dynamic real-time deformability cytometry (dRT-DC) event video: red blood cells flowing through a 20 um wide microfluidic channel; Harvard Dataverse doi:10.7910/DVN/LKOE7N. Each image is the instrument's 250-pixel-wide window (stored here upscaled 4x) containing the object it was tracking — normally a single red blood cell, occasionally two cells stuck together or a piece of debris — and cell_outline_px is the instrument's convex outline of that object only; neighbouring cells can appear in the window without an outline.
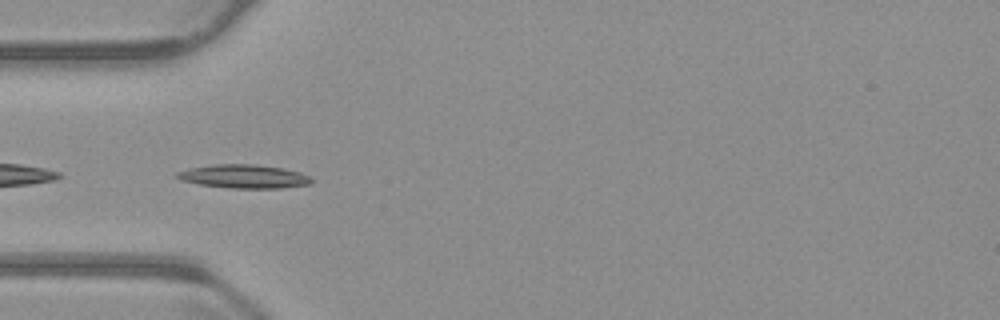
{"species": "common noctule bat (a hibernating species)", "species_latin": "Nyctalus noctula", "temperature_condition": "warm", "stored_images_in_passage": 38, "camera_frame_rate_fps": 3000, "um_per_image_px": 0.085, "animal": {"sex": "male", "body_mass_g": 23.1, "forearm_length_mm": 52.7}, "frame": {"image": 1, "passage_image": 1, "time_ms": 0.0, "image_size_px": [1000, 320], "cell_outline_px": [[312, 184], [280, 188], [228, 188], [200, 184], [180, 180], [172, 176], [176, 172], [188, 168], [212, 164], [252, 164], [284, 168], [300, 172], [312, 176]], "centroid_in_image_um": [20.71, 14.99], "position_along_channel_um": 64.3, "area_um2": 18.79}}
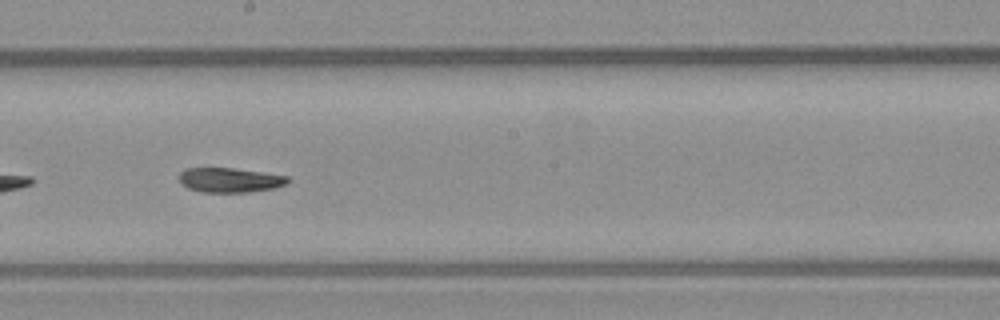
{"frame": {"image": 2, "passage_image": 14, "time_ms": 4.333, "image_size_px": [1000, 320], "cell_outline_px": [[292, 180], [288, 184], [272, 188], [248, 192], [200, 192], [188, 188], [180, 184], [180, 172], [188, 168], [232, 168], [288, 176]], "centroid_in_image_um": [19.55, 15.31], "position_along_channel_um": 228.7, "area_um2": 15.55}}
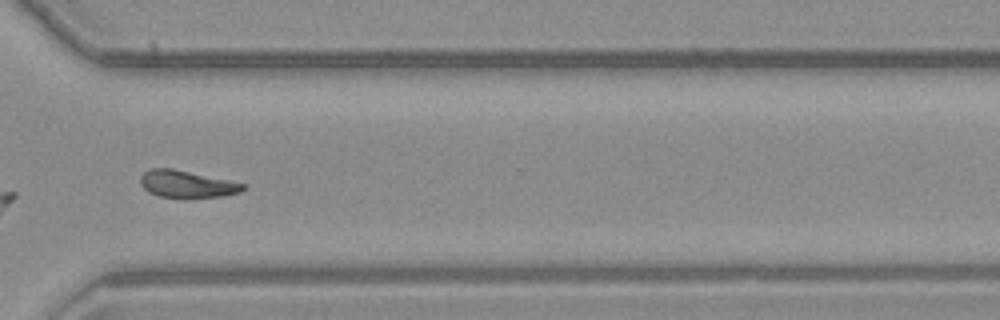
{"frame": {"image": 3, "passage_image": 24, "time_ms": 7.667, "image_size_px": [1000, 320], "cell_outline_px": [[248, 188], [240, 192], [224, 196], [188, 200], [180, 200], [160, 196], [148, 192], [140, 184], [140, 176], [144, 172], [152, 168], [172, 168], [228, 180], [244, 184]], "centroid_in_image_um": [15.88, 15.69], "position_along_channel_um": 354.7, "area_um2": 16.82}, "authors_computed_cell_mechanics": {"area_um2": 16.5308, "velocity_mm_per_s": 3.7784, "shape_relaxation_time_tau1_ms": 3.3998, "shape_relaxation_time_tau2_ms": 6.2992, "deformation_change_tau1": 0.1485, "deformation_change_tau2": 0.1191}}